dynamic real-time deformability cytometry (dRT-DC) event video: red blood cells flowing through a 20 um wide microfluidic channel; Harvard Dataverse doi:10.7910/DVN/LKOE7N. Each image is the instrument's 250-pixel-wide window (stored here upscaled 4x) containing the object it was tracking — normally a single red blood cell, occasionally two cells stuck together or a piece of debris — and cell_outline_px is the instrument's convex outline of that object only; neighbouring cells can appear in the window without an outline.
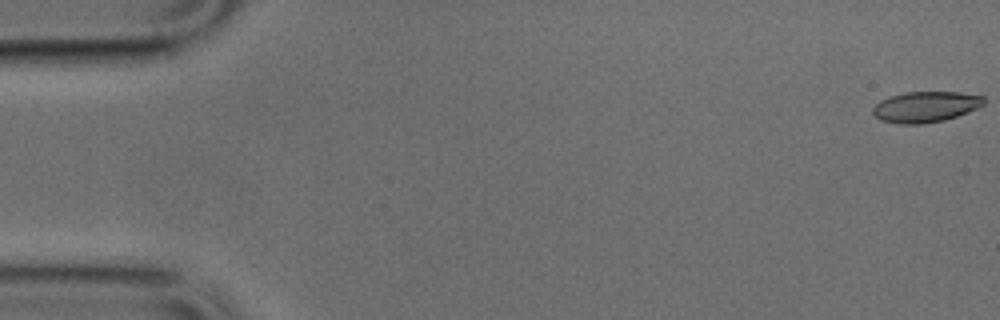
{"species": "common noctule bat (a hibernating species)", "species_latin": "Nyctalus noctula", "temperature_condition": "cold", "stored_images_in_passage": 50, "camera_frame_rate_fps": 3000, "um_per_image_px": 0.085, "animal": {"sex": "male", "body_mass_g": 17.9, "forearm_length_mm": 54.2}, "frame": {"image": 1, "passage_image": 1, "time_ms": 0.0, "image_size_px": [1000, 320], "cell_outline_px": [[984, 104], [968, 112], [944, 120], [920, 124], [896, 124], [880, 120], [872, 112], [872, 108], [880, 100], [888, 96], [904, 92], [960, 92], [984, 96]], "centroid_in_image_um": [78.64, 9.07], "position_along_channel_um": 6.4, "area_um2": 20.0}}
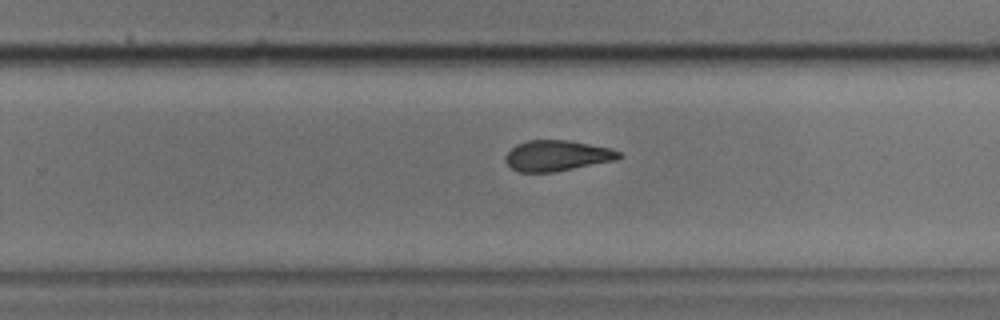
{"frame": {"image": 2, "passage_image": 32, "time_ms": 10.333, "image_size_px": [1000, 320], "cell_outline_px": [[624, 156], [616, 160], [552, 172], [516, 172], [504, 160], [504, 156], [516, 144], [528, 140], [568, 140], [612, 148], [620, 152]], "centroid_in_image_um": [47.35, 13.23], "position_along_channel_um": 282.5, "area_um2": 20.35}}
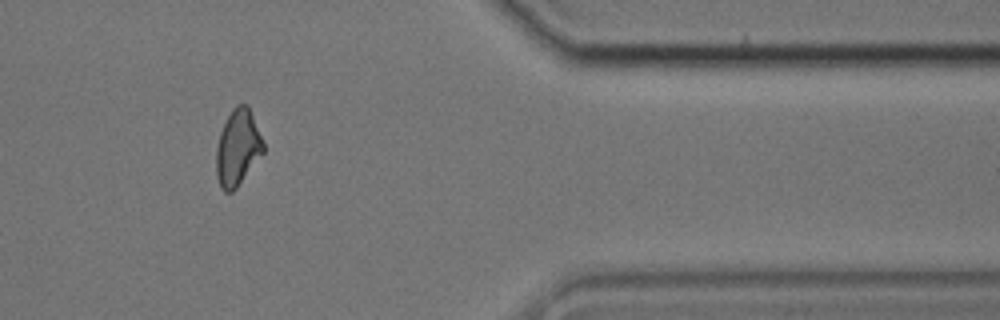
{"frame": {"image": 3, "passage_image": 42, "time_ms": 13.667, "image_size_px": [1000, 320], "cell_outline_px": [[264, 152], [236, 188], [232, 192], [224, 192], [220, 188], [216, 176], [216, 148], [220, 132], [232, 108], [236, 104], [248, 104], [264, 140]], "centroid_in_image_um": [20.21, 12.55], "position_along_channel_um": 391.2, "area_um2": 21.1}}